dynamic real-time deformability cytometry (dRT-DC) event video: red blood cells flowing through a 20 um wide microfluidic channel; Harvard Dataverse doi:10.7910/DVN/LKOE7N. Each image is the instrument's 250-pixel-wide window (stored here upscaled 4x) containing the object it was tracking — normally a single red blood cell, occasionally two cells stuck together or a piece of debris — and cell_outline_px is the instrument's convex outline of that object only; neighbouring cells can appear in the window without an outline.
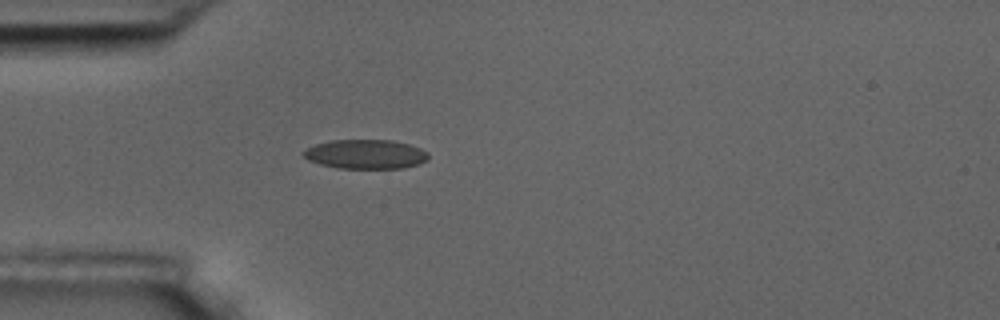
{"species": "common noctule bat (a hibernating species)", "species_latin": "Nyctalus noctula", "temperature_condition": "room temperature", "stored_images_in_passage": 1, "camera_frame_rate_fps": 3000, "um_per_image_px": 0.085, "animal": {"sex": "male", "body_mass_g": 17.5, "forearm_length_mm": 52.3}, "frame": {"image": 1, "passage_image": 1, "time_ms": 0.0, "image_size_px": [1000, 320], "cell_outline_px": [[428, 160], [420, 164], [404, 168], [336, 168], [320, 164], [308, 160], [300, 152], [304, 148], [316, 144], [332, 140], [392, 140], [408, 144], [420, 148], [428, 152]], "centroid_in_image_um": [31.06, 13.11], "position_along_channel_um": 53.9, "area_um2": 21.5}}